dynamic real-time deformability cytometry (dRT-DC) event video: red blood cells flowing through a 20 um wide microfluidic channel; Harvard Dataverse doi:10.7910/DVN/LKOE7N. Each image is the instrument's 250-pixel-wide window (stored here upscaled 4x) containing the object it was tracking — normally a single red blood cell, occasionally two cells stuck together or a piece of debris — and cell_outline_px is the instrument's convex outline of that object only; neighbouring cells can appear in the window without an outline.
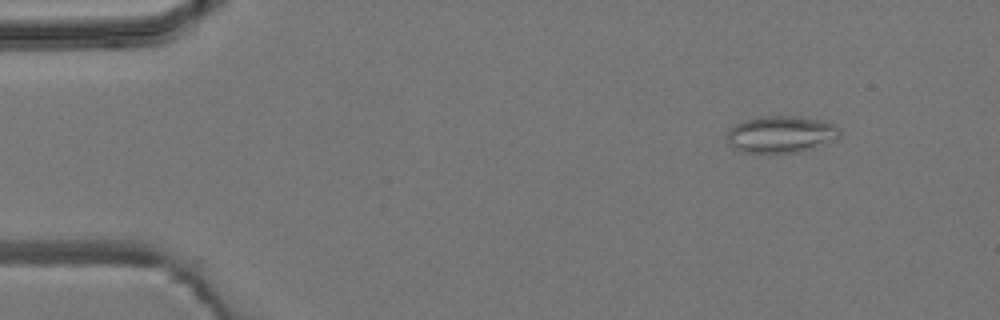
{"species": "common noctule bat (a hibernating species)", "species_latin": "Nyctalus noctula", "temperature_condition": "room temperature", "stored_images_in_passage": 3, "camera_frame_rate_fps": 3000, "um_per_image_px": 0.085, "animal": {"sex": "male", "body_mass_g": 19.2, "forearm_length_mm": 51.8}, "frame": {"image": 1, "passage_image": 1, "time_ms": 0.0, "image_size_px": [1000, 320], "cell_outline_px": [[840, 136], [836, 140], [800, 152], [772, 156], [768, 156], [740, 152], [732, 148], [728, 144], [728, 132], [736, 124], [744, 120], [760, 116], [796, 116], [836, 124], [840, 128]], "centroid_in_image_um": [66.36, 11.48], "position_along_channel_um": 18.6, "area_um2": 25.09}}